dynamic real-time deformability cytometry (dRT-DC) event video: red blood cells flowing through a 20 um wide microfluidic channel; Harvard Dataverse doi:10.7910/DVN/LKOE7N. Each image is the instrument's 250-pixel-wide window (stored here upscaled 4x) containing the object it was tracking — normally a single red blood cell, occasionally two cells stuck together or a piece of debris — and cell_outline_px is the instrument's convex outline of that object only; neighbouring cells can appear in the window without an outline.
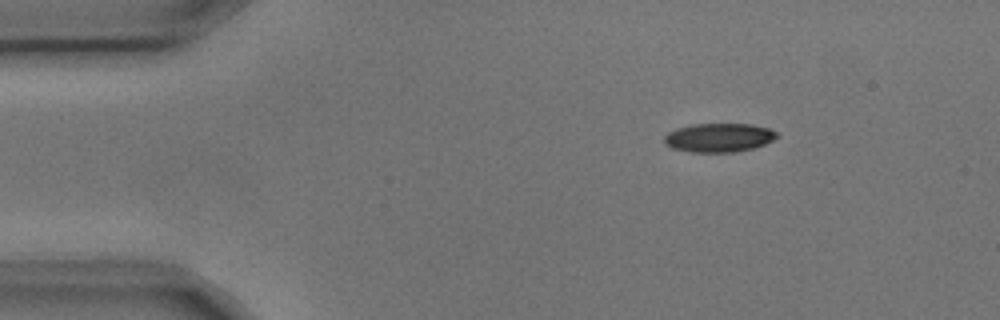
{"species": "common noctule bat (a hibernating species)", "species_latin": "Nyctalus noctula", "temperature_condition": "cold", "stored_images_in_passage": 3, "camera_frame_rate_fps": 3000, "um_per_image_px": 0.085, "animal": {"sex": "male", "body_mass_g": 17.9, "forearm_length_mm": 54.2}, "frame": {"image": 1, "passage_image": 1, "time_ms": 0.0, "image_size_px": [1000, 320], "cell_outline_px": [[780, 136], [764, 144], [752, 148], [736, 152], [692, 152], [672, 148], [664, 144], [664, 136], [668, 132], [676, 128], [692, 124], [752, 124], [768, 128], [776, 132]], "centroid_in_image_um": [61.08, 11.69], "position_along_channel_um": 23.9, "area_um2": 18.96}}